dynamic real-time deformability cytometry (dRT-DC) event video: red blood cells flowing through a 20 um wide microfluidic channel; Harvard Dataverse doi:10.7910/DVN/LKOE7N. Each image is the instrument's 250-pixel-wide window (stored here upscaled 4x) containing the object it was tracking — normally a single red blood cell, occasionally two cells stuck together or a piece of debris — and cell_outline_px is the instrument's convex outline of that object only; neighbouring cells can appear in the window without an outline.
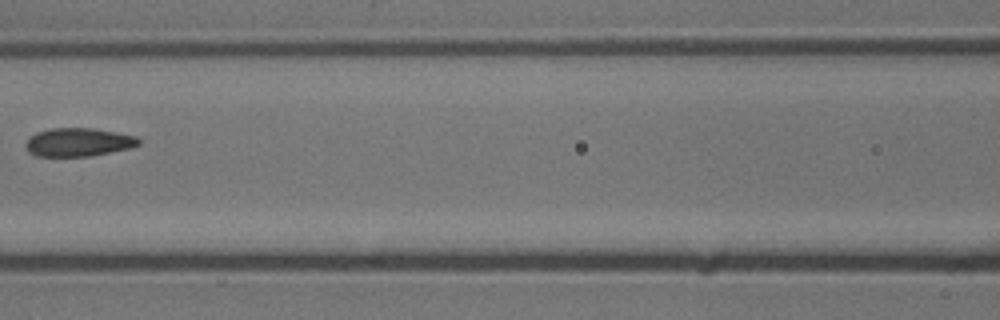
{"species": "common noctule bat (a hibernating species)", "species_latin": "Nyctalus noctula", "temperature_condition": "cold", "stored_images_in_passage": 8, "camera_frame_rate_fps": 3000, "um_per_image_px": 0.085, "animal": {"sex": "male", "body_mass_g": 13.3}, "frame": {"image": 1, "passage_image": 7, "time_ms": 2.0, "image_size_px": [1000, 320], "cell_outline_px": [[140, 144], [128, 148], [88, 156], [36, 156], [28, 152], [24, 144], [28, 136], [36, 132], [52, 128], [92, 128], [116, 132], [136, 136], [140, 140]], "centroid_in_image_um": [6.6, 12.08], "position_along_channel_um": 160.0, "area_um2": 18.67}}
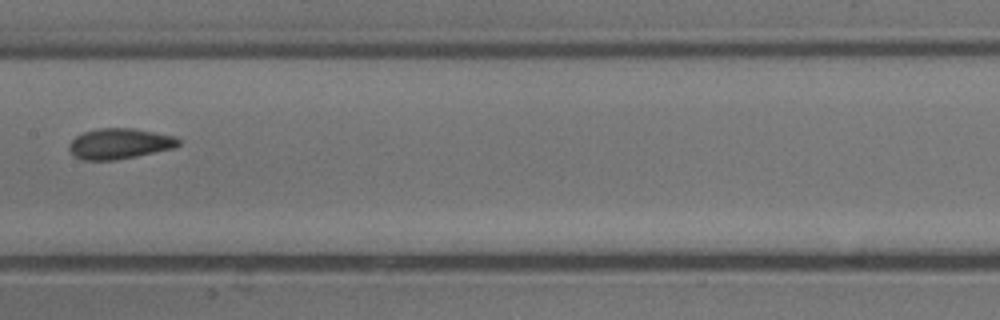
{"frame": {"image": 2, "passage_image": 8, "time_ms": 2.333, "image_size_px": [1000, 320], "cell_outline_px": [[180, 144], [176, 148], [116, 160], [84, 160], [76, 156], [68, 148], [68, 144], [76, 136], [84, 132], [100, 128], [132, 128], [176, 136], [180, 140]], "centroid_in_image_um": [10.2, 12.21], "position_along_channel_um": 197.2, "area_um2": 19.48}}